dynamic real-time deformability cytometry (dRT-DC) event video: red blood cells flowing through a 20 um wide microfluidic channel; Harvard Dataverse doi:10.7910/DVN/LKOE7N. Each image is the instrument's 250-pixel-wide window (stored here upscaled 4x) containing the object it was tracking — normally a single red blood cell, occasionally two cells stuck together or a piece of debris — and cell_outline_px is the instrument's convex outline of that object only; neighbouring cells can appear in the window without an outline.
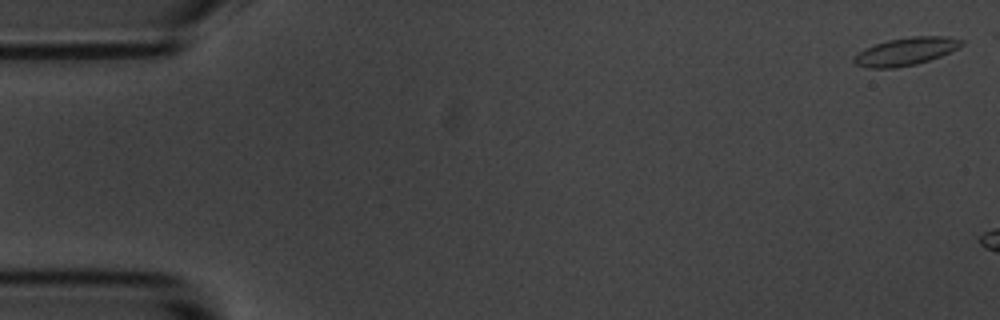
{"species": "common noctule bat (a hibernating species)", "species_latin": "Nyctalus noctula", "temperature_condition": "room temperature", "stored_images_in_passage": 5, "camera_frame_rate_fps": 3000, "um_per_image_px": 0.085, "animal": {"sex": "male", "body_mass_g": 20.1, "forearm_length_mm": 53.5}, "frame": {"image": 1, "passage_image": 1, "time_ms": 0.0, "image_size_px": [1000, 320], "cell_outline_px": [[964, 44], [940, 56], [916, 64], [896, 68], [868, 68], [856, 64], [852, 60], [852, 56], [864, 48], [888, 40], [912, 36], [948, 36], [964, 40]], "centroid_in_image_um": [76.96, 4.37], "position_along_channel_um": 8.0, "area_um2": 17.4}}